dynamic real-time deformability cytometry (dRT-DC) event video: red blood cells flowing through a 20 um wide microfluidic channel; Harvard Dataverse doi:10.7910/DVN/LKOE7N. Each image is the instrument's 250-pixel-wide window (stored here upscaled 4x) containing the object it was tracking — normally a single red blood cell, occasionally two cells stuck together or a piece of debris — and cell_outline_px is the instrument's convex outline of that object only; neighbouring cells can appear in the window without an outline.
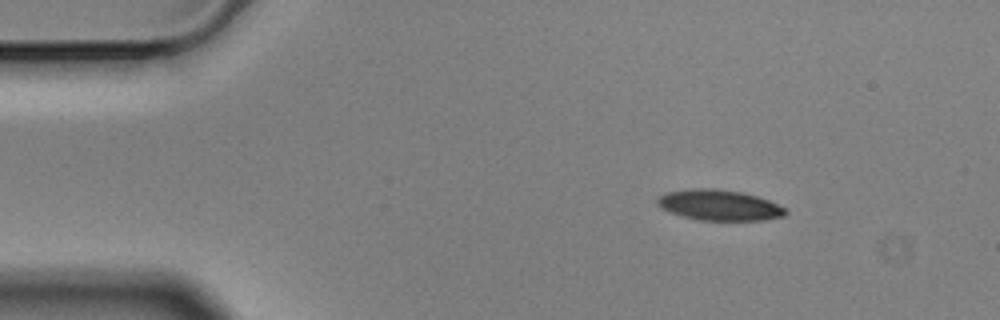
{"species": "Egyptian fruit bat (a non-hibernating species)", "species_latin": "Rousettus aegyptiacus", "temperature_condition": "cold", "stored_images_in_passage": 3, "camera_frame_rate_fps": 3000, "um_per_image_px": 0.085, "animal": {"sex": "male"}, "frame": {"image": 1, "passage_image": 1, "time_ms": 0.0, "image_size_px": [1000, 320], "cell_outline_px": [[788, 212], [784, 216], [764, 220], [700, 220], [684, 216], [672, 212], [656, 204], [656, 200], [664, 192], [692, 188], [716, 188], [740, 192], [756, 196], [768, 200], [788, 208]], "centroid_in_image_um": [61.17, 17.42], "position_along_channel_um": 23.8, "area_um2": 22.83}}